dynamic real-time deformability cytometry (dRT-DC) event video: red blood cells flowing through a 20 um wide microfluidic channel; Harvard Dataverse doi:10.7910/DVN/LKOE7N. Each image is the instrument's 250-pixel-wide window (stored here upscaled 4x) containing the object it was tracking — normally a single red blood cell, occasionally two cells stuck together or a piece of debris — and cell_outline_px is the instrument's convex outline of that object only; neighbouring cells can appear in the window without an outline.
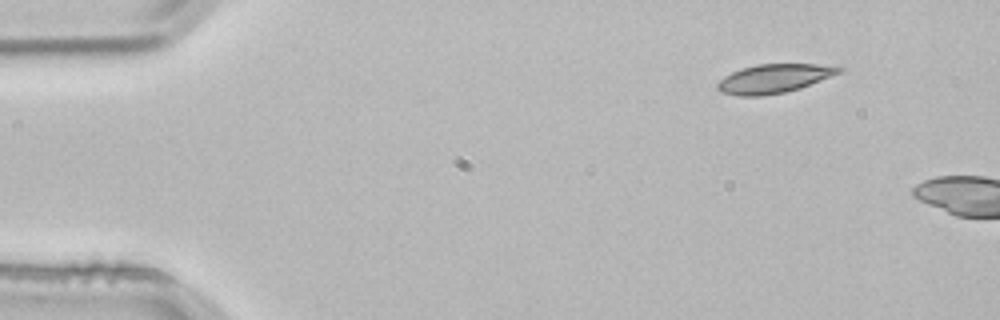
{"species": "common noctule bat (a hibernating species)", "species_latin": "Nyctalus noctula", "temperature_condition": "room temperature", "stored_images_in_passage": 2, "camera_frame_rate_fps": 3000, "um_per_image_px": 0.085, "animal": {"sex": "male", "body_mass_g": 21.5, "forearm_length_mm": 52.0}, "frame": {"image": 1, "passage_image": 2, "time_ms": 0.333, "image_size_px": [1000, 320], "cell_outline_px": [[844, 68], [840, 72], [800, 88], [784, 92], [760, 96], [736, 96], [720, 92], [716, 88], [716, 84], [724, 76], [740, 68], [756, 64], [816, 64]], "centroid_in_image_um": [65.7, 6.68], "position_along_channel_um": 19.3, "area_um2": 20.29}}